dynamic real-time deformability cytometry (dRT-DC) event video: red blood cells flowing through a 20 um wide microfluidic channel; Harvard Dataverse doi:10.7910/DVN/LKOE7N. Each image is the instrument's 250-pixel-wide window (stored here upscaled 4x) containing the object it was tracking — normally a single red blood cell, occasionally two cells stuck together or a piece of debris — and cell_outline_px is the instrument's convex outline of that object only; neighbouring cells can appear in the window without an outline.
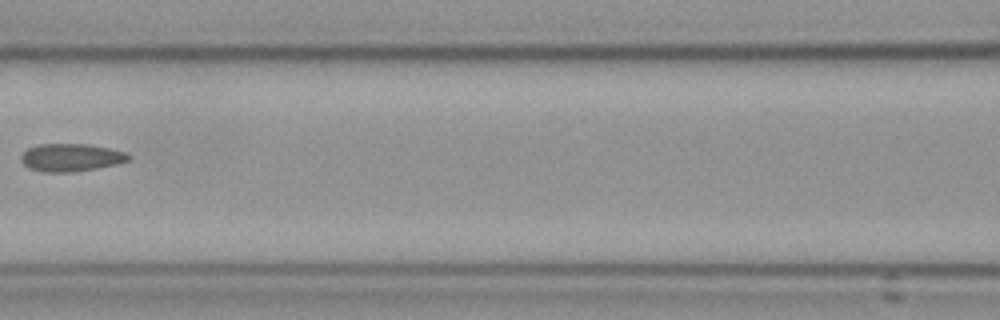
{"species": "Egyptian fruit bat (a non-hibernating species)", "species_latin": "Rousettus aegyptiacus", "temperature_condition": "cold", "stored_images_in_passage": 7, "camera_frame_rate_fps": 3000, "um_per_image_px": 0.085, "frame": {"image": 1, "passage_image": 6, "time_ms": 6.0, "image_size_px": [1000, 320], "cell_outline_px": [[132, 156], [128, 160], [116, 164], [96, 168], [72, 172], [44, 172], [28, 168], [20, 160], [20, 156], [28, 148], [36, 144], [88, 144], [108, 148], [124, 152]], "centroid_in_image_um": [5.99, 13.38], "position_along_channel_um": 160.6, "area_um2": 17.34}}